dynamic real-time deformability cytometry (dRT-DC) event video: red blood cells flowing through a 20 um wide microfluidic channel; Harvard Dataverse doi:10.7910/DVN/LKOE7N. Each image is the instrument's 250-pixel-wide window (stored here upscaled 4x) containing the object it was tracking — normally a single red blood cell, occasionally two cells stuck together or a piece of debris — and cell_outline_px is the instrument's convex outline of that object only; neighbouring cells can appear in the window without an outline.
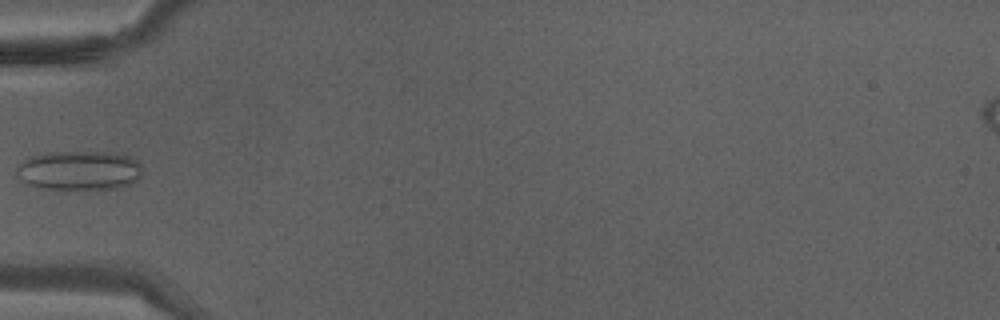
{"species": "Egyptian fruit bat (a non-hibernating species)", "species_latin": "Rousettus aegyptiacus", "temperature_condition": "warm", "stored_images_in_passage": 27, "camera_frame_rate_fps": 3000, "um_per_image_px": 0.085, "animal": {"sex": "male"}, "frame": {"image": 1, "passage_image": 1, "time_ms": 0.0, "image_size_px": [1000, 320], "cell_outline_px": [[144, 168], [140, 176], [132, 184], [116, 188], [68, 192], [60, 192], [28, 184], [20, 180], [16, 176], [16, 168], [28, 156], [44, 152], [116, 152], [132, 156]], "centroid_in_image_um": [6.73, 14.52], "position_along_channel_um": 78.3, "area_um2": 30.23}}
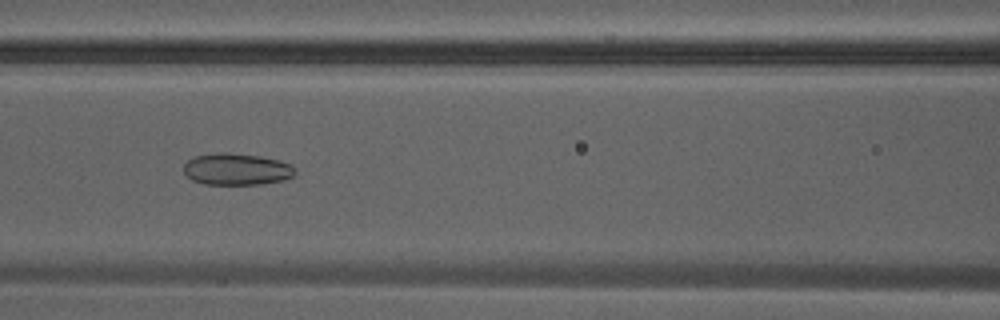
{"frame": {"image": 2, "passage_image": 5, "time_ms": 1.333, "image_size_px": [1000, 320], "cell_outline_px": [[296, 176], [280, 180], [260, 184], [204, 184], [192, 180], [184, 172], [184, 164], [188, 160], [196, 156], [220, 152], [224, 152], [260, 156], [280, 160], [292, 164], [296, 168]], "centroid_in_image_um": [20.15, 14.38], "position_along_channel_um": 146.4, "area_um2": 20.63}}
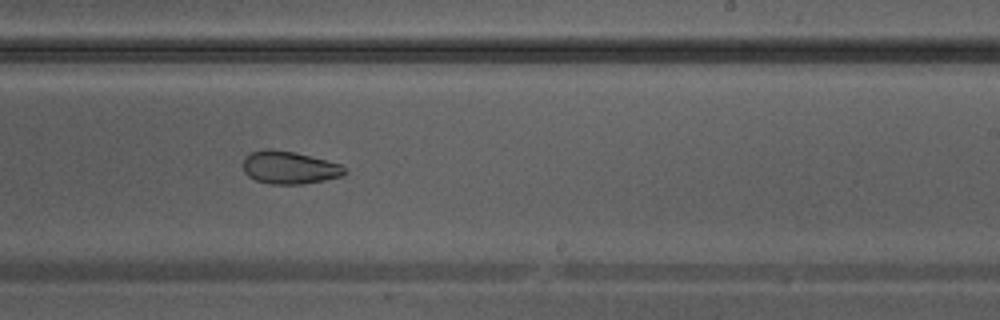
{"frame": {"image": 3, "passage_image": 12, "time_ms": 3.667, "image_size_px": [1000, 320], "cell_outline_px": [[348, 172], [340, 176], [324, 180], [304, 184], [268, 184], [256, 180], [248, 176], [244, 172], [244, 156], [252, 152], [264, 148], [272, 148], [296, 152], [340, 164], [348, 168]], "centroid_in_image_um": [24.59, 14.23], "position_along_channel_um": 264.4, "area_um2": 19.59}}